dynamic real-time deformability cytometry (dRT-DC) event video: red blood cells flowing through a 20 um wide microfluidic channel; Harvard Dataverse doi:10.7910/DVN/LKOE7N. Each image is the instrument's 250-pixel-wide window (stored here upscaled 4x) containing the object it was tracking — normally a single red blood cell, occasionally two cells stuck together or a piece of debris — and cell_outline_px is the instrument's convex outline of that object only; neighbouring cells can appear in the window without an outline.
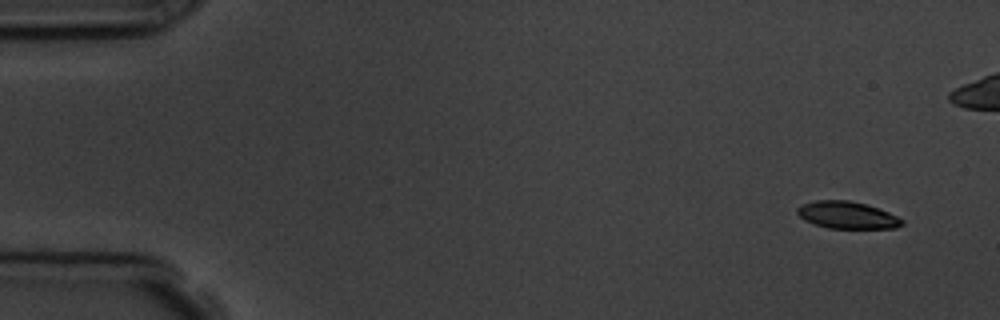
{"species": "common noctule bat (a hibernating species)", "species_latin": "Nyctalus noctula", "temperature_condition": "room temperature", "stored_images_in_passage": 6, "camera_frame_rate_fps": 3000, "um_per_image_px": 0.085, "animal": {"sex": "male", "body_mass_g": 19.5, "forearm_length_mm": 54.6}, "frame": {"image": 1, "passage_image": 1, "time_ms": 0.0, "image_size_px": [1000, 320], "cell_outline_px": [[904, 224], [896, 228], [828, 228], [804, 220], [796, 212], [796, 208], [800, 204], [816, 200], [848, 200], [880, 208], [904, 220]], "centroid_in_image_um": [72.0, 18.27], "position_along_channel_um": 13.0, "area_um2": 16.59}}